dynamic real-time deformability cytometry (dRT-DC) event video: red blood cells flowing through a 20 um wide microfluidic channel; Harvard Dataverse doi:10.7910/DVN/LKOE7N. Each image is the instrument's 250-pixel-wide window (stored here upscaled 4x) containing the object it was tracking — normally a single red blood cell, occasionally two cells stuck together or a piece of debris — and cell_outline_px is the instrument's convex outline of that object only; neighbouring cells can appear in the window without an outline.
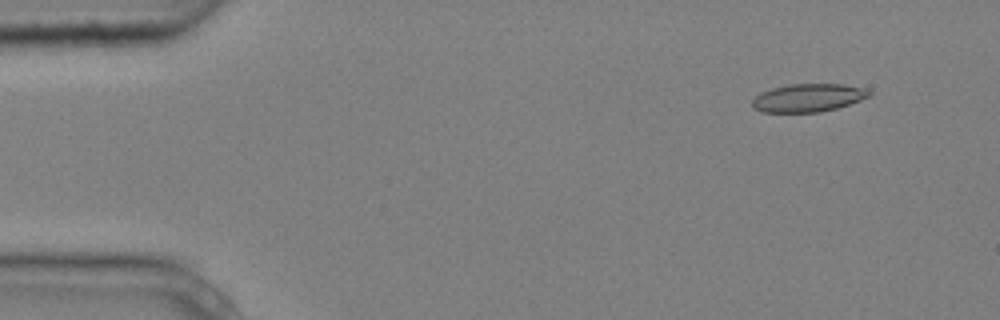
{"species": "common noctule bat (a hibernating species)", "species_latin": "Nyctalus noctula", "temperature_condition": "cold", "stored_images_in_passage": 5, "camera_frame_rate_fps": 3000, "um_per_image_px": 0.085, "animal": {"sex": "male", "body_mass_g": 20.4}, "frame": {"image": 1, "passage_image": 2, "time_ms": 0.333, "image_size_px": [1000, 320], "cell_outline_px": [[872, 96], [836, 108], [820, 112], [764, 112], [752, 108], [752, 100], [760, 92], [772, 88], [788, 84], [844, 84], [864, 88], [872, 92]], "centroid_in_image_um": [68.69, 8.31], "position_along_channel_um": 16.3, "area_um2": 19.19}}
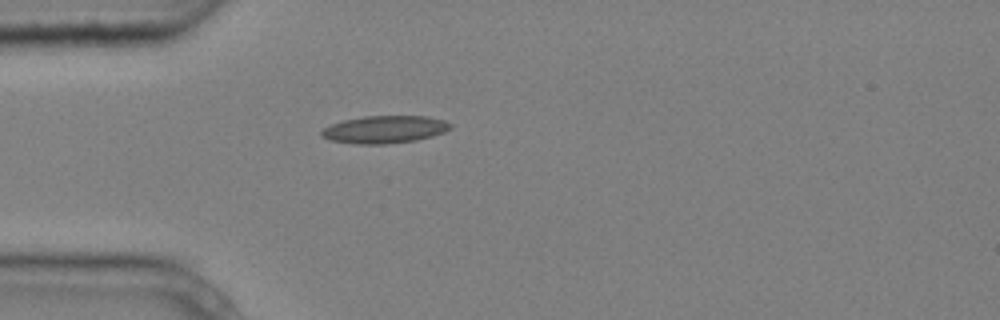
{"frame": {"image": 2, "passage_image": 5, "time_ms": 1.333, "image_size_px": [1000, 320], "cell_outline_px": [[452, 128], [444, 132], [432, 136], [416, 140], [384, 144], [356, 144], [332, 140], [320, 136], [320, 132], [324, 128], [332, 124], [344, 120], [364, 116], [428, 116], [444, 120], [452, 124]], "centroid_in_image_um": [32.72, 11.0], "position_along_channel_um": 52.3, "area_um2": 20.63}}